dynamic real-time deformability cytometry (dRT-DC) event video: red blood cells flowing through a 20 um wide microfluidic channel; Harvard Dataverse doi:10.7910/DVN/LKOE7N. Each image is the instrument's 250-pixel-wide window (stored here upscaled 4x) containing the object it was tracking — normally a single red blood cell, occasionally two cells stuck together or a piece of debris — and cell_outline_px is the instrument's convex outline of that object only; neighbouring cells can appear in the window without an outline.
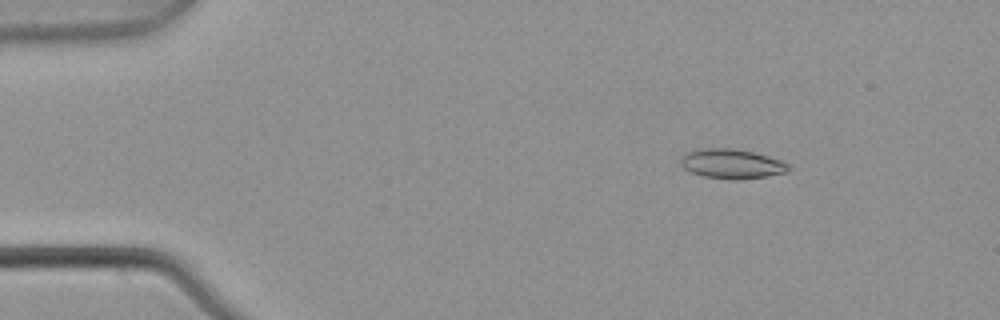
{"species": "common noctule bat (a hibernating species)", "species_latin": "Nyctalus noctula", "temperature_condition": "warm", "stored_images_in_passage": 2, "camera_frame_rate_fps": 3000, "um_per_image_px": 0.085, "animal": {"sex": "male", "body_mass_g": 21.5, "forearm_length_mm": 52.0}, "frame": {"image": 1, "passage_image": 2, "time_ms": 0.333, "image_size_px": [1000, 320], "cell_outline_px": [[792, 168], [788, 172], [768, 176], [736, 180], [732, 180], [704, 176], [692, 172], [684, 168], [680, 164], [680, 156], [684, 152], [700, 148], [732, 148], [752, 152], [768, 156], [780, 160], [788, 164]], "centroid_in_image_um": [62.18, 13.92], "position_along_channel_um": 22.8, "area_um2": 18.79}}